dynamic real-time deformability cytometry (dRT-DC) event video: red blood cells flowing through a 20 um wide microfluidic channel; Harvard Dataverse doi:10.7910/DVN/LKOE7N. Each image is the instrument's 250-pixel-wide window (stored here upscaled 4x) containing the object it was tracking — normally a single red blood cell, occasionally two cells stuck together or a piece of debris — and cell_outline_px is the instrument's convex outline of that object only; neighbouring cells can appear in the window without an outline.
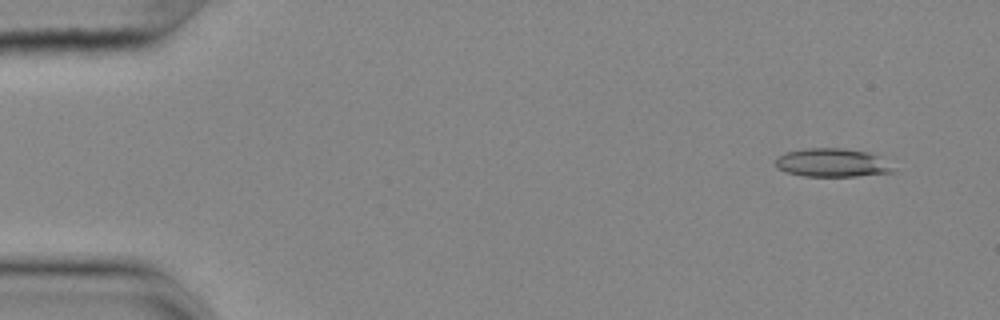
{"species": "common noctule bat (a hibernating species)", "species_latin": "Nyctalus noctula", "temperature_condition": "cold", "stored_images_in_passage": 55, "camera_frame_rate_fps": 3000, "um_per_image_px": 0.085, "animal": {"sex": "female", "body_mass_g": 25.1}, "frame": {"image": 1, "passage_image": 4, "time_ms": 1.0, "image_size_px": [1000, 320], "cell_outline_px": [[896, 172], [856, 176], [804, 176], [784, 172], [776, 168], [776, 156], [784, 152], [804, 148], [844, 148], [868, 152], [876, 156], [896, 168]], "centroid_in_image_um": [70.69, 13.83], "position_along_channel_um": 14.3, "area_um2": 19.71}}
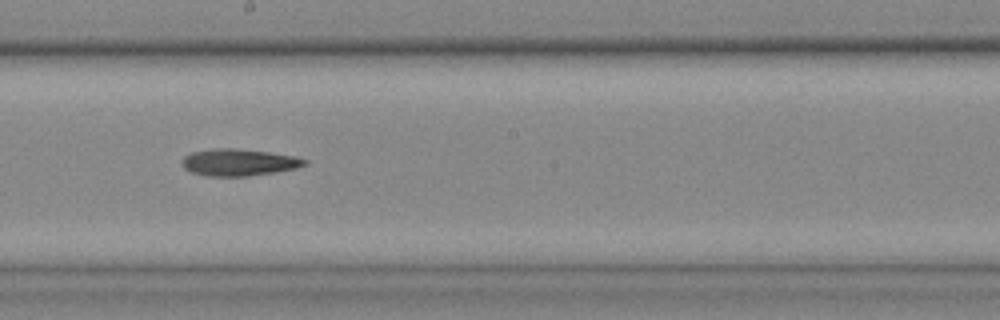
{"frame": {"image": 2, "passage_image": 31, "time_ms": 10.0, "image_size_px": [1000, 320], "cell_outline_px": [[308, 164], [296, 168], [276, 172], [248, 176], [208, 176], [192, 172], [184, 168], [184, 156], [192, 152], [216, 148], [232, 148], [268, 152], [296, 156], [308, 160]], "centroid_in_image_um": [20.35, 13.8], "position_along_channel_um": 227.8, "area_um2": 19.07}}
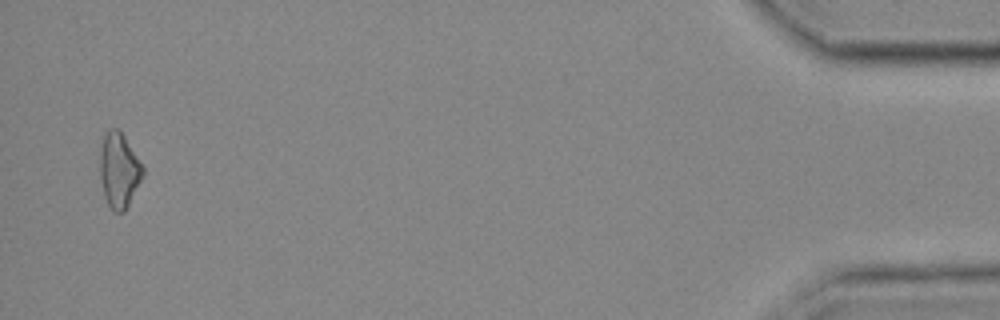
{"frame": {"image": 3, "passage_image": 54, "time_ms": 17.667, "image_size_px": [1000, 320], "cell_outline_px": [[144, 176], [124, 212], [112, 212], [104, 196], [100, 180], [100, 152], [104, 136], [108, 128], [120, 128], [144, 168]], "centroid_in_image_um": [10.12, 14.47], "position_along_channel_um": 425.1, "area_um2": 18.9}}